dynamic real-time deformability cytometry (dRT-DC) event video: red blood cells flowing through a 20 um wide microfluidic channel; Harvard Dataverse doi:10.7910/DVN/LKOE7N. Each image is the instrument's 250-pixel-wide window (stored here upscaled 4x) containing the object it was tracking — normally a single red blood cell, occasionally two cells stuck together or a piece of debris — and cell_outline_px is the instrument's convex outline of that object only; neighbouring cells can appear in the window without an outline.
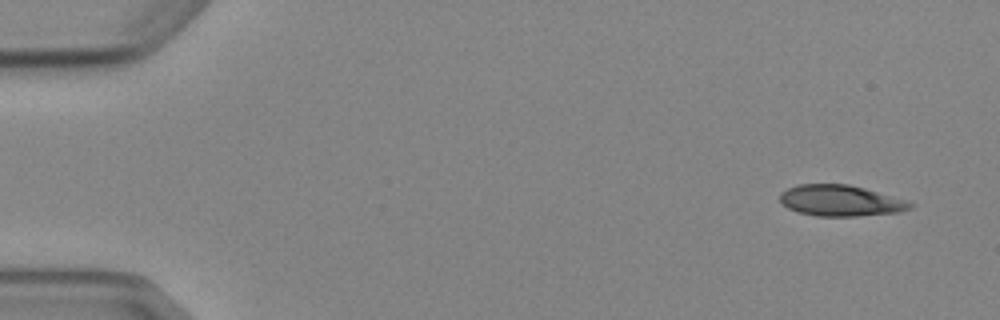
{"species": "Egyptian fruit bat (a non-hibernating species)", "species_latin": "Rousettus aegyptiacus", "temperature_condition": "cold", "stored_images_in_passage": 5, "camera_frame_rate_fps": 3000, "um_per_image_px": 0.085, "animal": {"sex": "female"}, "frame": {"image": 1, "passage_image": 1, "time_ms": 0.0, "image_size_px": [1000, 320], "cell_outline_px": [[916, 204], [912, 208], [900, 212], [856, 216], [816, 216], [800, 212], [788, 208], [780, 200], [780, 192], [788, 188], [800, 184], [848, 184], [864, 188], [904, 200]], "centroid_in_image_um": [71.45, 17.06], "position_along_channel_um": 13.6, "area_um2": 23.35}}
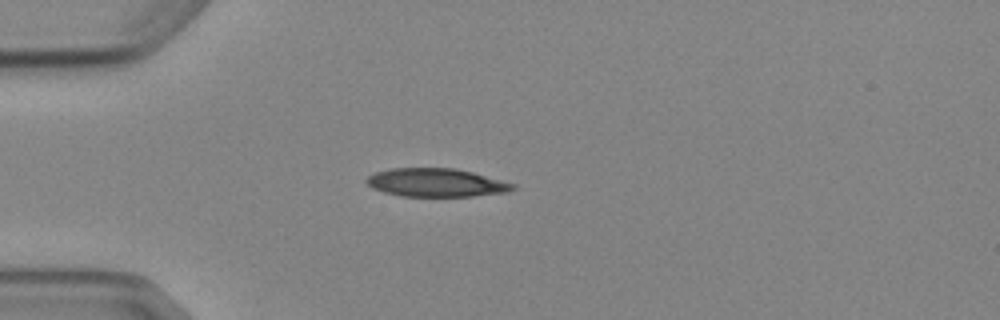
{"frame": {"image": 2, "passage_image": 4, "time_ms": 3.667, "image_size_px": [1000, 320], "cell_outline_px": [[516, 188], [508, 192], [472, 196], [400, 196], [384, 192], [372, 188], [364, 180], [368, 176], [376, 172], [392, 168], [456, 168], [472, 172], [516, 184]], "centroid_in_image_um": [37.07, 15.52], "position_along_channel_um": 47.9, "area_um2": 24.16}}